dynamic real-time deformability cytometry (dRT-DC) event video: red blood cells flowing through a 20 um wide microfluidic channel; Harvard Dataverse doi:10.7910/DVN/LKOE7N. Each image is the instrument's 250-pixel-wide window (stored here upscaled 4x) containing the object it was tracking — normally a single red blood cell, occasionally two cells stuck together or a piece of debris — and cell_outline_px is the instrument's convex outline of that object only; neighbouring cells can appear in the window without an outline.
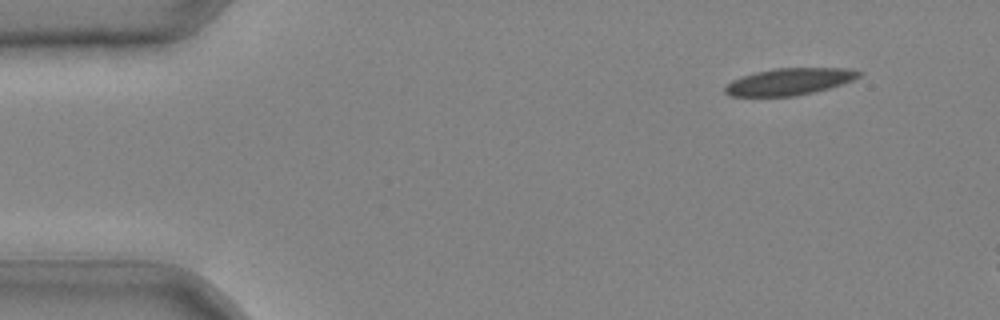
{"species": "common noctule bat (a hibernating species)", "species_latin": "Nyctalus noctula", "temperature_condition": "cold", "stored_images_in_passage": 7, "camera_frame_rate_fps": 3000, "um_per_image_px": 0.085, "animal": {"sex": "male", "body_mass_g": 20.4}, "frame": {"image": 1, "passage_image": 1, "time_ms": 0.0, "image_size_px": [1000, 320], "cell_outline_px": [[864, 72], [860, 76], [852, 80], [828, 88], [812, 92], [792, 96], [728, 96], [724, 92], [724, 88], [732, 80], [756, 72], [772, 68], [848, 68]], "centroid_in_image_um": [67.09, 6.93], "position_along_channel_um": 17.9, "area_um2": 20.75}}